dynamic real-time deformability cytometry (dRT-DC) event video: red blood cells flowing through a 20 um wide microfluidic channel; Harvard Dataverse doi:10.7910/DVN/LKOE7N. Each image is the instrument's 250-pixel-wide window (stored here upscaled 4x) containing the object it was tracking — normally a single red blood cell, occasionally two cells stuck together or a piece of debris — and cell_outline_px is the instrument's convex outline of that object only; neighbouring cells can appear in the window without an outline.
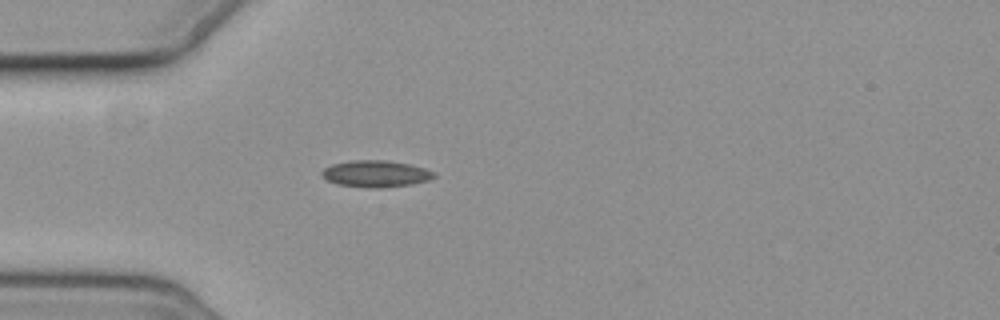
{"species": "common noctule bat (a hibernating species)", "species_latin": "Nyctalus noctula", "temperature_condition": "cold", "stored_images_in_passage": 1, "camera_frame_rate_fps": 3000, "um_per_image_px": 0.085, "animal": {"sex": "female", "body_mass_g": 19.3, "forearm_length_mm": 54.1}, "frame": {"image": 1, "passage_image": 1, "time_ms": 0.0, "image_size_px": [1000, 320], "cell_outline_px": [[436, 176], [428, 180], [408, 184], [380, 188], [376, 188], [336, 184], [324, 180], [320, 172], [324, 168], [332, 164], [348, 160], [388, 160], [408, 164], [424, 168], [436, 172]], "centroid_in_image_um": [31.89, 14.76], "position_along_channel_um": 53.1, "area_um2": 17.46}}